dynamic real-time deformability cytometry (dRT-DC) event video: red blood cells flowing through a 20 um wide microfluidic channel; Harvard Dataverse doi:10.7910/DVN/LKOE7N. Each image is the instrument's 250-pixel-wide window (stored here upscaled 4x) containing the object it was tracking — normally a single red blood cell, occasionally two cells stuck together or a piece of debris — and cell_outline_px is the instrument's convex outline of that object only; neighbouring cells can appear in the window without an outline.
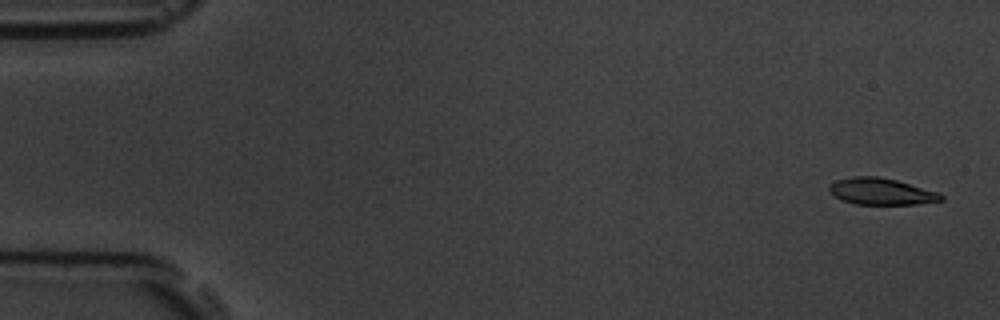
{"species": "common noctule bat (a hibernating species)", "species_latin": "Nyctalus noctula", "temperature_condition": "room temperature", "stored_images_in_passage": 15, "camera_frame_rate_fps": 3000, "um_per_image_px": 0.085, "animal": {"sex": "male", "body_mass_g": 19.5, "forearm_length_mm": 54.6}, "frame": {"image": 1, "passage_image": 1, "time_ms": 0.0, "image_size_px": [1000, 320], "cell_outline_px": [[944, 200], [916, 204], [852, 204], [840, 200], [828, 192], [828, 188], [836, 180], [852, 176], [880, 176], [896, 180], [940, 192], [944, 196]], "centroid_in_image_um": [74.89, 16.27], "position_along_channel_um": 10.1, "area_um2": 17.57}}
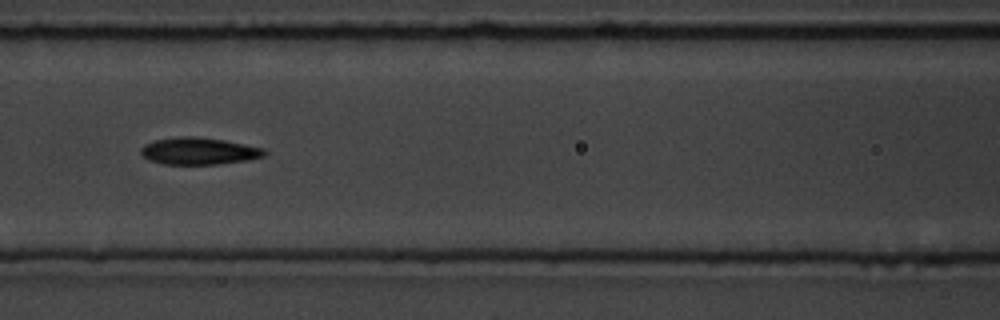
{"frame": {"image": 2, "passage_image": 7, "time_ms": 7.667, "image_size_px": [1000, 320], "cell_outline_px": [[268, 152], [264, 156], [248, 160], [216, 164], [164, 164], [148, 160], [140, 152], [140, 148], [144, 144], [156, 140], [180, 136], [196, 136], [224, 140], [264, 148]], "centroid_in_image_um": [16.91, 12.84], "position_along_channel_um": 149.7, "area_um2": 19.48}}
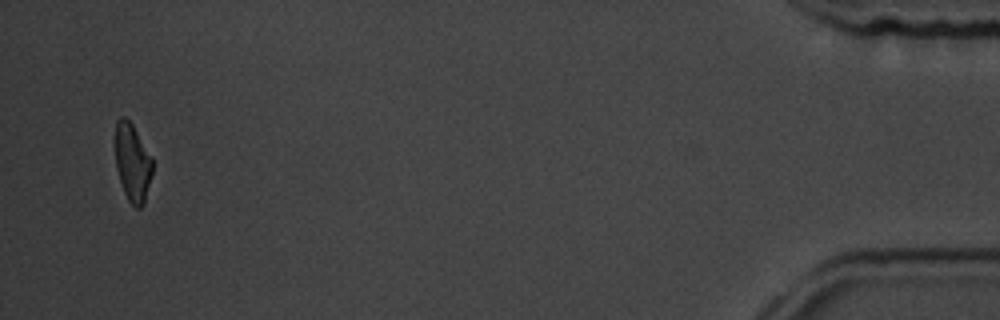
{"frame": {"image": 3, "passage_image": 15, "time_ms": 17.667, "image_size_px": [1000, 320], "cell_outline_px": [[152, 176], [144, 204], [140, 208], [136, 208], [128, 200], [124, 192], [116, 168], [116, 120], [120, 116], [124, 116], [132, 124], [152, 160]], "centroid_in_image_um": [11.26, 13.85], "position_along_channel_um": 423.9, "area_um2": 16.59}, "authors_computed_cell_mechanics": {"area_um2": 18.5538, "velocity_mm_per_s": 3.5989, "shape_relaxation_time_tau1_ms": 3.0038, "shape_relaxation_time_tau2_ms": 4.5152, "deformation_change_tau1": 0.1185, "deformation_change_tau2": 0.1376}}